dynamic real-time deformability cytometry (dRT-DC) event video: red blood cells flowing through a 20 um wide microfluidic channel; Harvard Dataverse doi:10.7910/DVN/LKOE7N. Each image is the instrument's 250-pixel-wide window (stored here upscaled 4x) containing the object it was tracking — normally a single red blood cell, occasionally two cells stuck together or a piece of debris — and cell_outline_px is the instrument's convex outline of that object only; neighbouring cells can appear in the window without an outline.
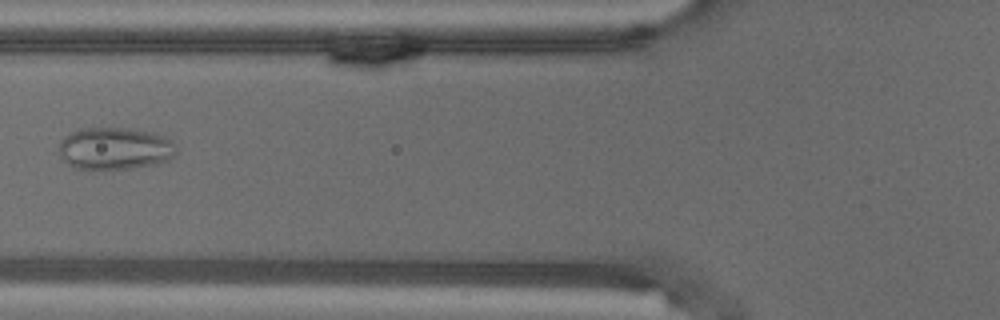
{"species": "common noctule bat (a hibernating species)", "species_latin": "Nyctalus noctula", "temperature_condition": "warm", "stored_images_in_passage": 8, "camera_frame_rate_fps": 3000, "um_per_image_px": 0.085, "animal": {"sex": "male", "body_mass_g": 18.8}, "frame": {"image": 1, "passage_image": 6, "time_ms": 1.667, "image_size_px": [1000, 320], "cell_outline_px": [[176, 152], [168, 160], [156, 164], [128, 168], [76, 168], [68, 164], [60, 156], [60, 140], [64, 136], [80, 128], [124, 128], [152, 132], [164, 136], [176, 148]], "centroid_in_image_um": [9.74, 12.61], "position_along_channel_um": 116.1, "area_um2": 28.44}}
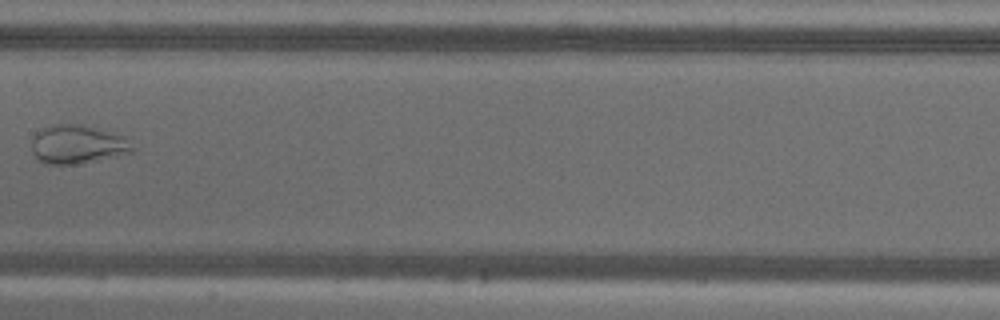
{"frame": {"image": 2, "passage_image": 8, "time_ms": 2.333, "image_size_px": [1000, 320], "cell_outline_px": [[132, 152], [96, 160], [76, 164], [44, 164], [32, 152], [32, 140], [36, 132], [40, 128], [56, 124], [80, 124], [124, 136], [132, 148]], "centroid_in_image_um": [6.52, 12.27], "position_along_channel_um": 200.9, "area_um2": 22.31}}